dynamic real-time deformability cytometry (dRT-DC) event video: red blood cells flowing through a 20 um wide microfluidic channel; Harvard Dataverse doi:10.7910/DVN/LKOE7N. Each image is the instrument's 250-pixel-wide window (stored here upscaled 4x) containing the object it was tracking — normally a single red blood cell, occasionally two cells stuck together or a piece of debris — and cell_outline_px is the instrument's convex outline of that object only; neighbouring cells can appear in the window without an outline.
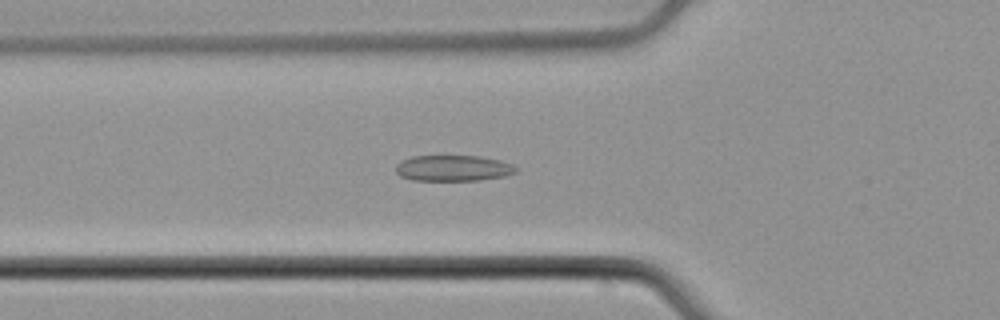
{"species": "common noctule bat (a hibernating species)", "species_latin": "Nyctalus noctula", "temperature_condition": "cold", "stored_images_in_passage": 52, "camera_frame_rate_fps": 3000, "um_per_image_px": 0.085, "animal": {"sex": "male", "body_mass_g": 21.5, "forearm_length_mm": 52.0}, "frame": {"image": 1, "passage_image": 18, "time_ms": 5.667, "image_size_px": [1000, 320], "cell_outline_px": [[520, 168], [516, 172], [504, 176], [480, 180], [412, 180], [400, 176], [396, 172], [396, 164], [400, 160], [412, 156], [480, 156], [500, 160], [512, 164]], "centroid_in_image_um": [38.52, 14.29], "position_along_channel_um": 87.3, "area_um2": 18.26}}
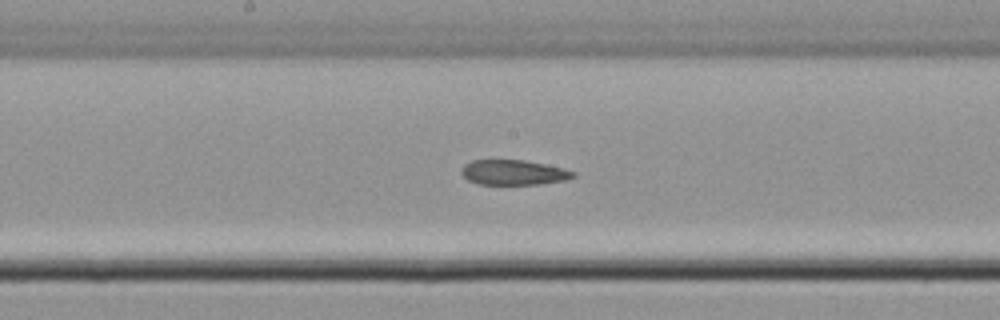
{"frame": {"image": 2, "passage_image": 27, "time_ms": 8.667, "image_size_px": [1000, 320], "cell_outline_px": [[576, 176], [568, 180], [540, 184], [480, 184], [468, 180], [460, 172], [464, 164], [472, 160], [524, 160], [564, 168], [576, 172]], "centroid_in_image_um": [43.69, 14.66], "position_along_channel_um": 204.5, "area_um2": 16.36}}
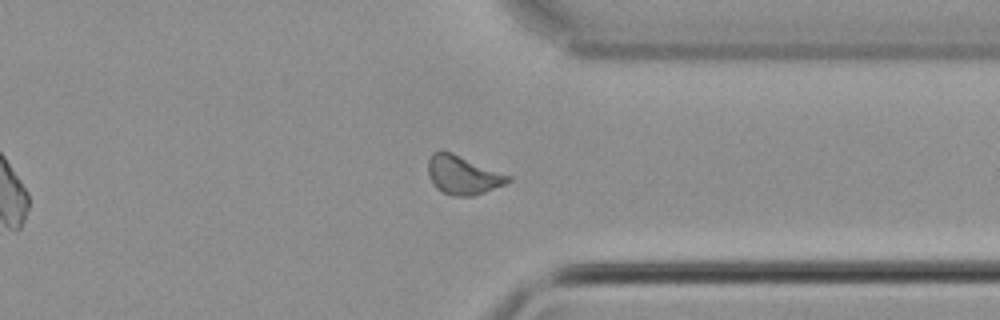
{"frame": {"image": 3, "passage_image": 40, "time_ms": 13.0, "image_size_px": [1000, 320], "cell_outline_px": [[512, 180], [504, 184], [484, 192], [472, 196], [452, 196], [436, 188], [432, 184], [428, 172], [428, 160], [432, 152], [452, 152], [512, 176]], "centroid_in_image_um": [39.35, 14.88], "position_along_channel_um": 372.1, "area_um2": 17.98}}